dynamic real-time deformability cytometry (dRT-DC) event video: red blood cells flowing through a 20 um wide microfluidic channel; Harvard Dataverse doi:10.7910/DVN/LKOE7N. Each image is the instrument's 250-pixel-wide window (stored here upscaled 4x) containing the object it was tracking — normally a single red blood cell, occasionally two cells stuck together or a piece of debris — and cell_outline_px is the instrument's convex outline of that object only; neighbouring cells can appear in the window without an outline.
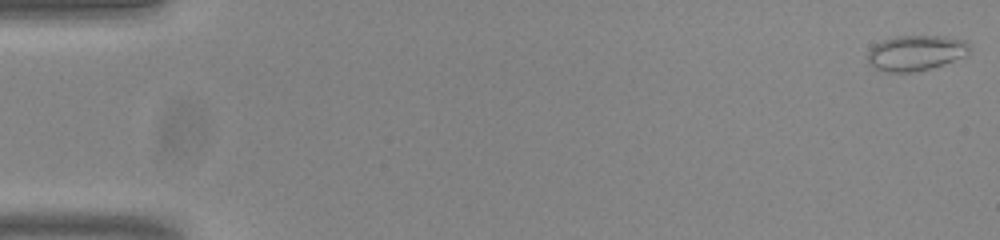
{"species": "common noctule bat (a hibernating species)", "species_latin": "Nyctalus noctula", "temperature_condition": "room temperature", "stored_images_in_passage": 54, "camera_frame_rate_fps": 3000, "um_per_image_px": 0.085, "animal": {"sex": "male", "body_mass_g": 20.0, "forearm_length_mm": 53.3}, "frame": {"image": 1, "passage_image": 1, "time_ms": 0.0, "image_size_px": [1000, 240], "cell_outline_px": [[972, 48], [964, 56], [944, 64], [912, 72], [888, 72], [876, 68], [868, 64], [868, 52], [876, 44], [884, 40], [896, 36], [944, 36], [968, 40]], "centroid_in_image_um": [77.88, 4.48], "position_along_channel_um": 7.1, "area_um2": 20.92}}
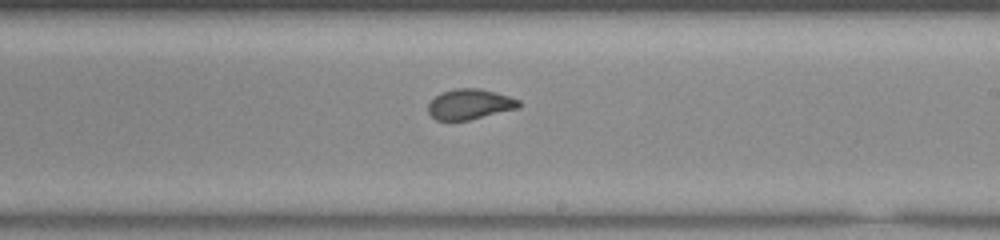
{"frame": {"image": 2, "passage_image": 32, "time_ms": 10.333, "image_size_px": [1000, 240], "cell_outline_px": [[520, 108], [468, 120], [436, 120], [428, 112], [428, 104], [440, 92], [456, 88], [480, 88], [496, 92], [520, 100]], "centroid_in_image_um": [39.94, 8.85], "position_along_channel_um": 249.1, "area_um2": 16.07}}
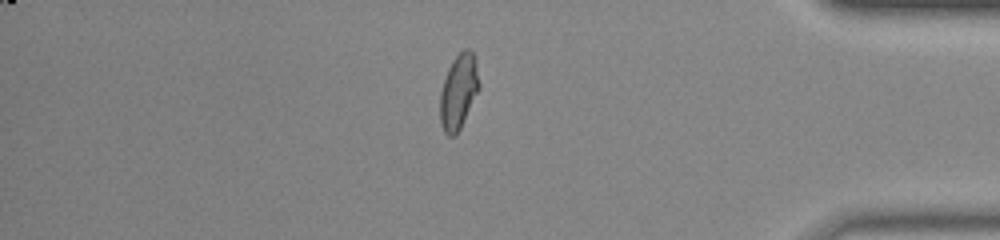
{"frame": {"image": 3, "passage_image": 46, "time_ms": 15.0, "image_size_px": [1000, 240], "cell_outline_px": [[480, 88], [456, 136], [448, 136], [444, 132], [440, 124], [440, 92], [448, 68], [452, 60], [464, 48], [468, 48], [472, 52], [476, 60], [480, 84]], "centroid_in_image_um": [38.98, 7.78], "position_along_channel_um": 396.2, "area_um2": 17.17}}